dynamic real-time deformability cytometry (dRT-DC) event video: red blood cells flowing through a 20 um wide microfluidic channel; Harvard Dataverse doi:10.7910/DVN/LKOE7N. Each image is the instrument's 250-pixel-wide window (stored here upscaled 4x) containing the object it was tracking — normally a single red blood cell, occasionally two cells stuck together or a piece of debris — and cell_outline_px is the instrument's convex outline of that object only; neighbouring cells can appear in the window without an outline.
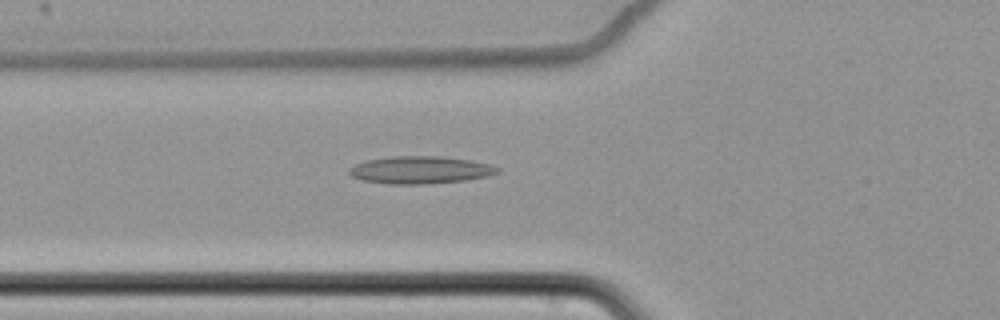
{"species": "common noctule bat (a hibernating species)", "species_latin": "Nyctalus noctula", "temperature_condition": "cold", "stored_images_in_passage": 60, "camera_frame_rate_fps": 3000, "um_per_image_px": 0.085, "animal": {"sex": "female", "body_mass_g": 22.7, "forearm_length_mm": 54.2}, "frame": {"image": 1, "passage_image": 23, "time_ms": 7.333, "image_size_px": [1000, 320], "cell_outline_px": [[500, 172], [488, 176], [468, 180], [424, 184], [388, 184], [364, 180], [352, 176], [348, 172], [348, 168], [356, 164], [368, 160], [388, 156], [436, 156], [472, 160], [488, 164], [500, 168]], "centroid_in_image_um": [35.74, 14.44], "position_along_channel_um": 90.1, "area_um2": 23.76}}
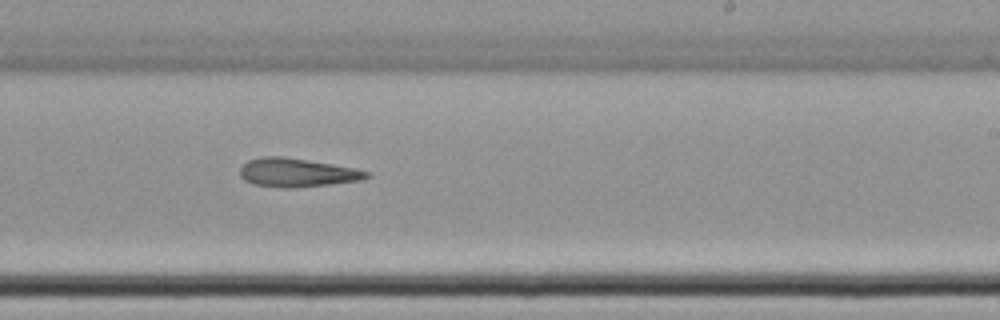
{"frame": {"image": 2, "passage_image": 38, "time_ms": 12.333, "image_size_px": [1000, 320], "cell_outline_px": [[372, 176], [360, 180], [332, 184], [296, 188], [284, 188], [252, 184], [244, 180], [240, 176], [240, 168], [248, 160], [260, 156], [284, 156], [356, 168], [368, 172]], "centroid_in_image_um": [25.23, 14.67], "position_along_channel_um": 263.8, "area_um2": 21.33}}
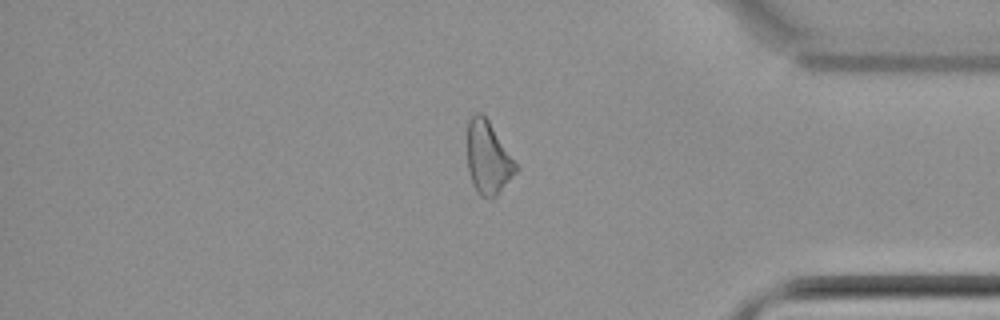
{"frame": {"image": 3, "passage_image": 51, "time_ms": 16.667, "image_size_px": [1000, 320], "cell_outline_px": [[520, 168], [496, 196], [492, 200], [488, 200], [480, 196], [476, 192], [472, 184], [468, 172], [468, 120], [476, 112], [480, 112], [488, 120]], "centroid_in_image_um": [41.49, 13.47], "position_along_channel_um": 393.7, "area_um2": 20.75}}